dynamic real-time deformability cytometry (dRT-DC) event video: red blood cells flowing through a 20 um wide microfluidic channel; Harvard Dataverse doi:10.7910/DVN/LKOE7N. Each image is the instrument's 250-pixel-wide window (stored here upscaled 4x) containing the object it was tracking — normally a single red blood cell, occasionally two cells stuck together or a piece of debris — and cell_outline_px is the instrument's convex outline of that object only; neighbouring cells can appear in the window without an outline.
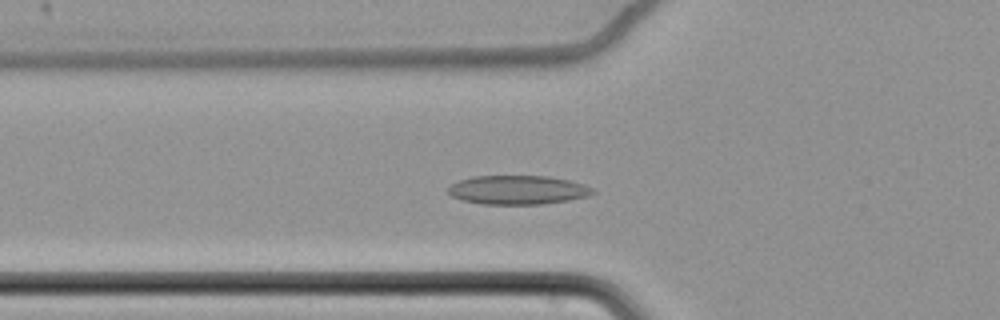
{"species": "common noctule bat (a hibernating species)", "species_latin": "Nyctalus noctula", "temperature_condition": "cold", "stored_images_in_passage": 63, "camera_frame_rate_fps": 3000, "um_per_image_px": 0.085, "animal": {"sex": "female", "body_mass_g": 22.7, "forearm_length_mm": 54.2}, "frame": {"image": 1, "passage_image": 25, "time_ms": 8.0, "image_size_px": [1000, 320], "cell_outline_px": [[596, 192], [588, 196], [568, 200], [540, 204], [484, 204], [464, 200], [452, 196], [448, 192], [448, 188], [452, 184], [460, 180], [472, 176], [548, 176], [568, 180], [584, 184], [592, 188]], "centroid_in_image_um": [44.02, 16.14], "position_along_channel_um": 81.8, "area_um2": 24.22}}
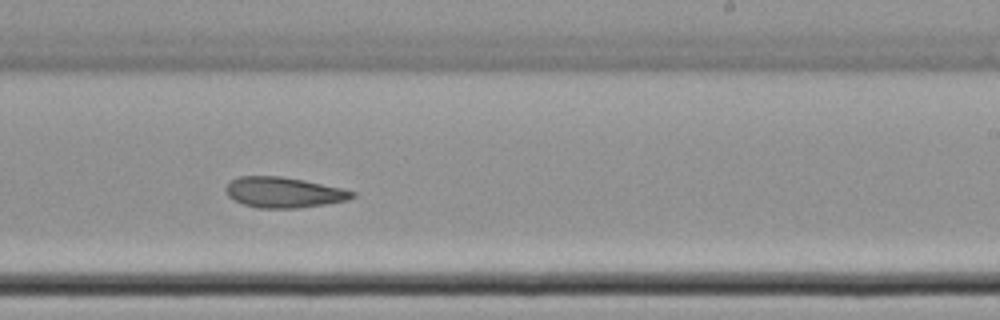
{"frame": {"image": 2, "passage_image": 41, "time_ms": 13.333, "image_size_px": [1000, 320], "cell_outline_px": [[356, 196], [348, 200], [324, 204], [296, 208], [256, 208], [244, 204], [228, 196], [224, 192], [224, 188], [232, 180], [240, 176], [280, 176], [304, 180], [340, 188], [356, 192]], "centroid_in_image_um": [24.1, 16.35], "position_along_channel_um": 264.9, "area_um2": 22.37}}
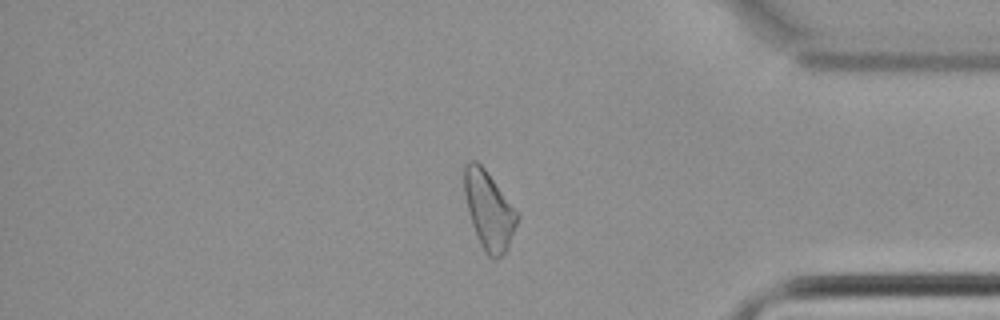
{"frame": {"image": 3, "passage_image": 54, "time_ms": 17.667, "image_size_px": [1000, 320], "cell_outline_px": [[520, 216], [508, 248], [496, 260], [492, 260], [484, 252], [480, 244], [472, 224], [468, 212], [464, 192], [464, 164], [468, 160], [476, 160], [484, 168], [520, 212]], "centroid_in_image_um": [41.57, 17.88], "position_along_channel_um": 393.6, "area_um2": 24.45}}